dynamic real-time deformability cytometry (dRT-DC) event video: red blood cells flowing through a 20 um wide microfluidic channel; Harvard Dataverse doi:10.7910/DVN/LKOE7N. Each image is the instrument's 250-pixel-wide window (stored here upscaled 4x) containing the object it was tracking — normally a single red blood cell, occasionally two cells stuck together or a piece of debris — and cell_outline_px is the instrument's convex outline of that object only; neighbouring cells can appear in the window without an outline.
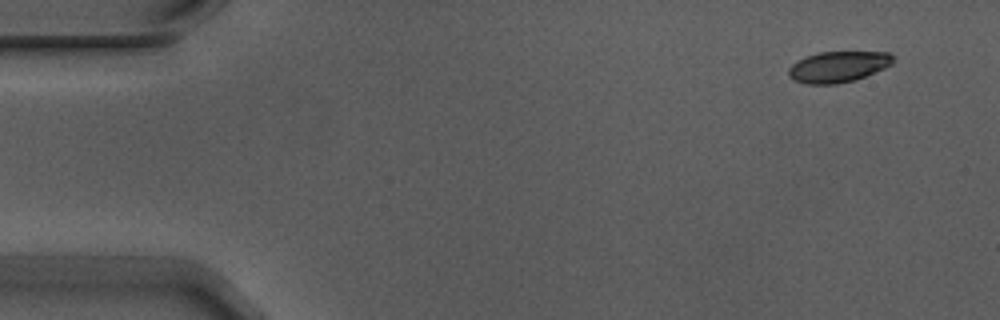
{"species": "Egyptian fruit bat (a non-hibernating species)", "species_latin": "Rousettus aegyptiacus", "temperature_condition": "warm", "stored_images_in_passage": 4, "camera_frame_rate_fps": 3000, "um_per_image_px": 0.085, "animal": {"sex": "male"}, "frame": {"image": 1, "passage_image": 1, "time_ms": 0.0, "image_size_px": [1000, 320], "cell_outline_px": [[892, 64], [884, 68], [856, 80], [836, 84], [804, 84], [792, 80], [788, 76], [788, 68], [796, 60], [820, 52], [888, 52], [892, 56]], "centroid_in_image_um": [71.19, 5.69], "position_along_channel_um": 13.8, "area_um2": 18.9}}
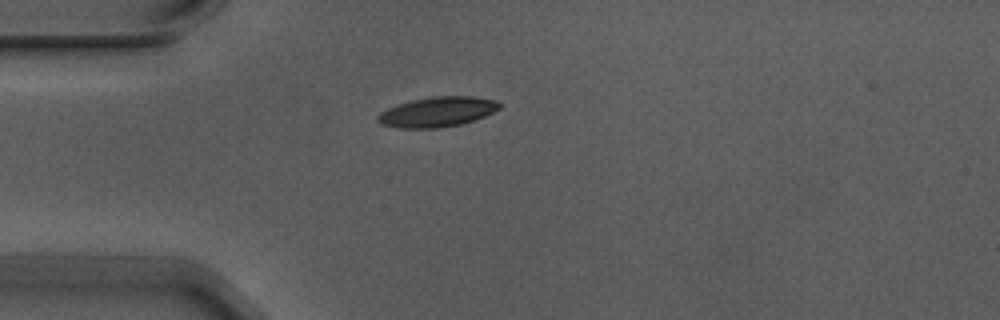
{"frame": {"image": 2, "passage_image": 4, "time_ms": 1.0, "image_size_px": [1000, 320], "cell_outline_px": [[500, 108], [484, 116], [460, 124], [436, 128], [396, 128], [380, 124], [376, 120], [376, 116], [380, 112], [388, 108], [412, 100], [432, 96], [472, 96], [496, 100], [500, 104]], "centroid_in_image_um": [37.13, 9.51], "position_along_channel_um": 47.9, "area_um2": 21.15}}